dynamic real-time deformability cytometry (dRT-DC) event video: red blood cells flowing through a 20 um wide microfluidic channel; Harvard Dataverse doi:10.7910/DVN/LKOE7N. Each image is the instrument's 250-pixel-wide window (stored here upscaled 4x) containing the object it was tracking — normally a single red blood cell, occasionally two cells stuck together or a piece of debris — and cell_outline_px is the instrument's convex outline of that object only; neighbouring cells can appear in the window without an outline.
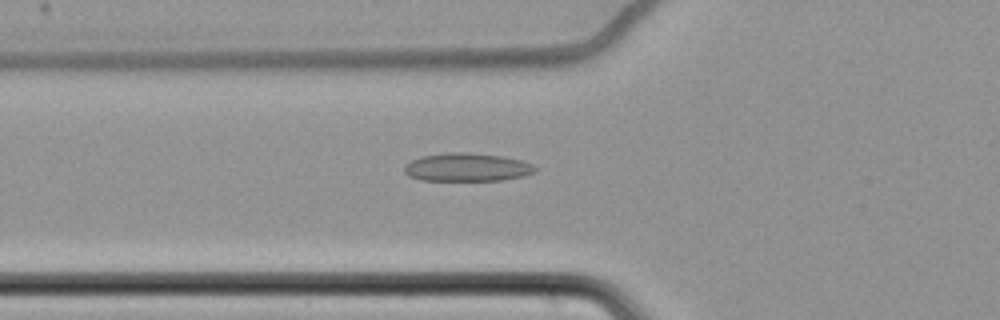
{"species": "common noctule bat (a hibernating species)", "species_latin": "Nyctalus noctula", "temperature_condition": "cold", "stored_images_in_passage": 63, "camera_frame_rate_fps": 3000, "um_per_image_px": 0.085, "animal": {"sex": "female", "body_mass_g": 22.7, "forearm_length_mm": 54.2}, "frame": {"image": 1, "passage_image": 25, "time_ms": 8.0, "image_size_px": [1000, 320], "cell_outline_px": [[536, 172], [524, 176], [504, 180], [420, 180], [408, 176], [404, 172], [404, 164], [412, 160], [424, 156], [448, 152], [468, 152], [500, 156], [520, 160], [532, 164], [536, 168]], "centroid_in_image_um": [39.69, 14.22], "position_along_channel_um": 86.1, "area_um2": 21.5}}
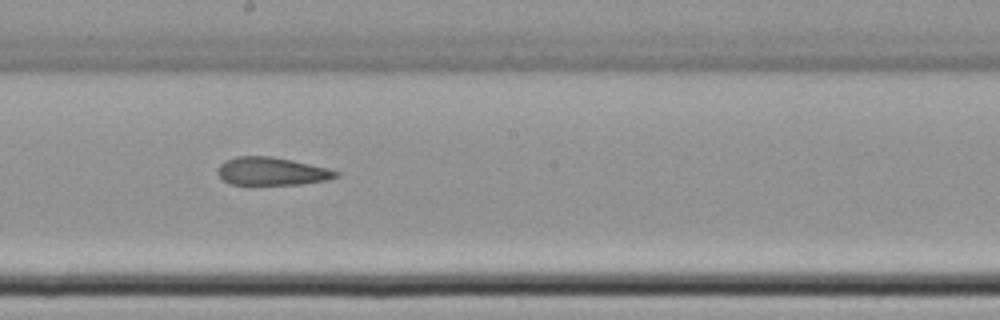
{"frame": {"image": 2, "passage_image": 37, "time_ms": 12.0, "image_size_px": [1000, 320], "cell_outline_px": [[340, 176], [328, 180], [300, 184], [252, 188], [248, 188], [232, 184], [224, 180], [216, 172], [216, 168], [224, 160], [236, 156], [272, 156], [292, 160], [328, 168], [340, 172]], "centroid_in_image_um": [23.05, 14.61], "position_along_channel_um": 225.1, "area_um2": 20.4}}
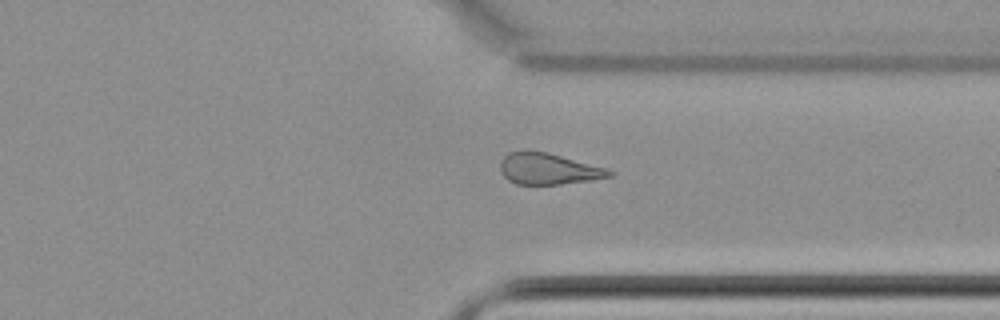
{"frame": {"image": 3, "passage_image": 49, "time_ms": 16.0, "image_size_px": [1000, 320], "cell_outline_px": [[616, 172], [612, 176], [592, 180], [560, 184], [516, 184], [508, 180], [500, 172], [500, 160], [508, 152], [524, 148], [528, 148], [548, 152], [608, 168]], "centroid_in_image_um": [46.59, 14.31], "position_along_channel_um": 364.8, "area_um2": 20.52}, "authors_computed_cell_mechanics": {"area_um2": 21.7328, "velocity_mm_per_s": 3.4764, "shape_relaxation_time_tau1_ms": null, "shape_relaxation_time_tau2_ms": 3.8385, "deformation_change_tau1": null, "deformation_change_tau2": 0.0892}}